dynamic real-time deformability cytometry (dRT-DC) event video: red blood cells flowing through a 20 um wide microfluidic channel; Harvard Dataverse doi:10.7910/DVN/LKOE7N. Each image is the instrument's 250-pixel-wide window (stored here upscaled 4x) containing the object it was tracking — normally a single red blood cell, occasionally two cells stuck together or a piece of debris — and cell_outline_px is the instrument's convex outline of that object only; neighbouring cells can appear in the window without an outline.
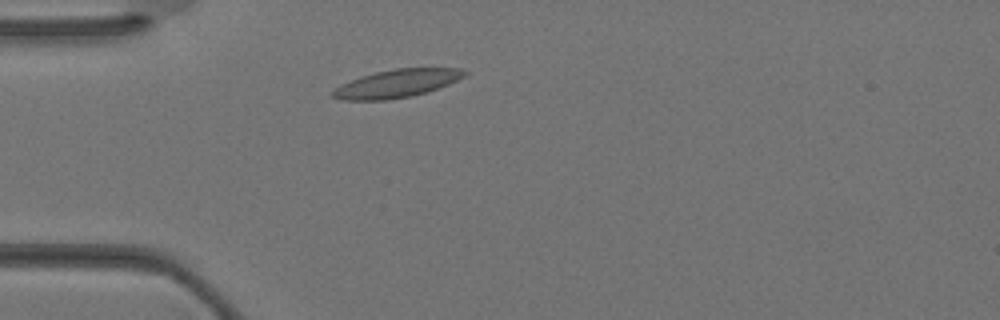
{"species": "Egyptian fruit bat (a non-hibernating species)", "species_latin": "Rousettus aegyptiacus", "temperature_condition": "warm", "stored_images_in_passage": 32, "camera_frame_rate_fps": 3000, "um_per_image_px": 0.085, "animal": {"sex": "female"}, "frame": {"image": 1, "passage_image": 5, "time_ms": 1.333, "image_size_px": [1000, 320], "cell_outline_px": [[468, 72], [464, 76], [448, 84], [428, 92], [412, 96], [384, 100], [344, 100], [328, 96], [328, 92], [340, 84], [360, 76], [376, 72], [396, 68], [460, 68]], "centroid_in_image_um": [33.65, 7.1], "position_along_channel_um": 51.3, "area_um2": 21.68}}
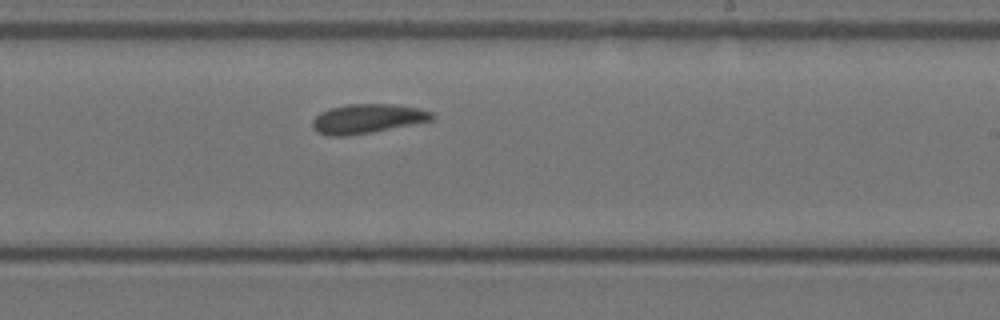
{"frame": {"image": 2, "passage_image": 17, "time_ms": 5.333, "image_size_px": [1000, 320], "cell_outline_px": [[436, 116], [432, 120], [416, 124], [372, 132], [348, 136], [328, 136], [316, 132], [312, 128], [312, 120], [320, 112], [332, 108], [348, 104], [392, 104], [416, 108], [432, 112]], "centroid_in_image_um": [31.21, 10.1], "position_along_channel_um": 257.8, "area_um2": 20.52}}
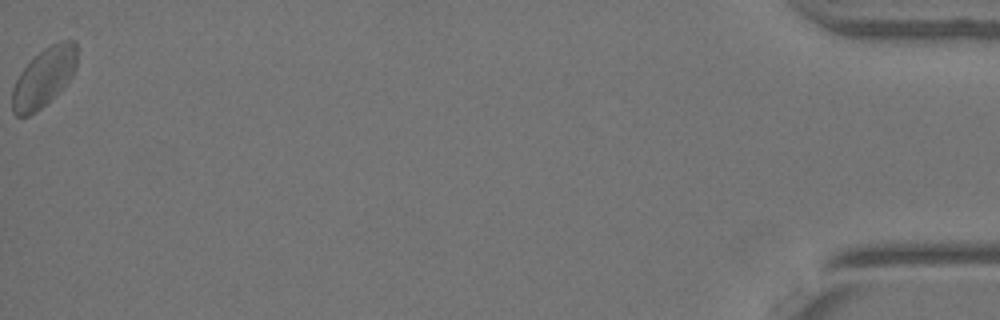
{"frame": {"image": 3, "passage_image": 32, "time_ms": 10.333, "image_size_px": [1000, 320], "cell_outline_px": [[76, 68], [72, 76], [36, 112], [28, 116], [16, 116], [12, 112], [12, 88], [20, 72], [44, 48], [60, 40], [76, 40]], "centroid_in_image_um": [3.71, 6.56], "position_along_channel_um": 431.5, "area_um2": 21.73}}